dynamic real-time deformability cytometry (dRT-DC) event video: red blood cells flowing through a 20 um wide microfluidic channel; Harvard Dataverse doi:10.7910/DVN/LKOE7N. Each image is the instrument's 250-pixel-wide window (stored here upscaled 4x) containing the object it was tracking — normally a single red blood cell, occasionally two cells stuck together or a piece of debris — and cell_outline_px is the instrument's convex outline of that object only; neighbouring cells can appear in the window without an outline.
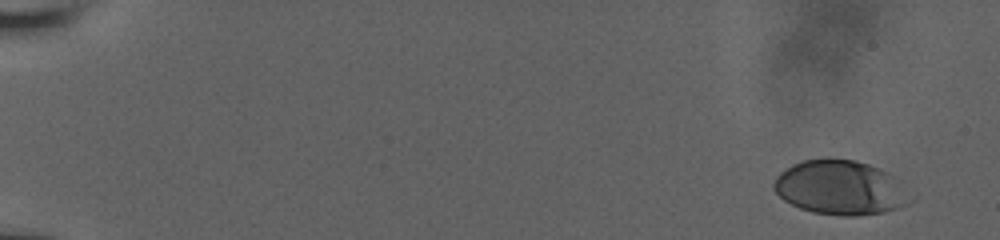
{"species": "human", "species_latin": "Homo sapiens", "temperature_condition": "room temperature", "stored_images_in_passage": 20, "camera_frame_rate_fps": 3000, "um_per_image_px": 0.085, "donor": {"sex": "male"}, "frame": {"image": 1, "passage_image": 1, "time_ms": 0.0, "image_size_px": [1000, 240], "cell_outline_px": [[908, 204], [884, 212], [856, 216], [848, 216], [812, 212], [800, 208], [784, 200], [772, 188], [772, 184], [776, 176], [780, 172], [792, 164], [804, 160], [856, 160], [880, 168], [888, 172], [892, 176], [908, 200]], "centroid_in_image_um": [71.32, 15.96], "position_along_channel_um": 13.7, "area_um2": 42.14}}
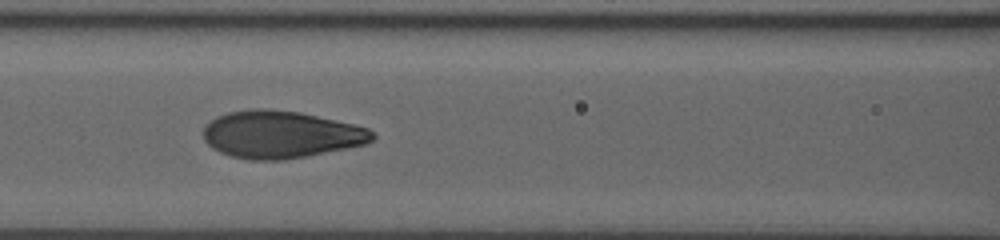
{"frame": {"image": 2, "passage_image": 15, "time_ms": 8.0, "image_size_px": [1000, 240], "cell_outline_px": [[376, 136], [368, 144], [348, 148], [284, 160], [252, 160], [232, 156], [220, 152], [212, 148], [204, 140], [204, 128], [216, 116], [228, 112], [252, 108], [264, 108], [300, 112], [352, 124], [368, 128]], "centroid_in_image_um": [23.87, 11.43], "position_along_channel_um": 142.7, "area_um2": 46.53}}
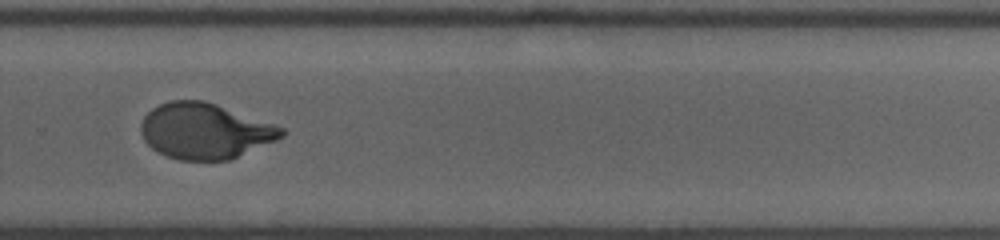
{"frame": {"image": 3, "passage_image": 20, "time_ms": 12.333, "image_size_px": [1000, 240], "cell_outline_px": [[288, 132], [284, 136], [276, 140], [228, 160], [180, 160], [168, 156], [152, 148], [144, 140], [140, 132], [140, 124], [144, 116], [152, 108], [168, 100], [204, 100], [216, 104], [284, 128]], "centroid_in_image_um": [17.39, 11.13], "position_along_channel_um": 312.4, "area_um2": 45.32}}